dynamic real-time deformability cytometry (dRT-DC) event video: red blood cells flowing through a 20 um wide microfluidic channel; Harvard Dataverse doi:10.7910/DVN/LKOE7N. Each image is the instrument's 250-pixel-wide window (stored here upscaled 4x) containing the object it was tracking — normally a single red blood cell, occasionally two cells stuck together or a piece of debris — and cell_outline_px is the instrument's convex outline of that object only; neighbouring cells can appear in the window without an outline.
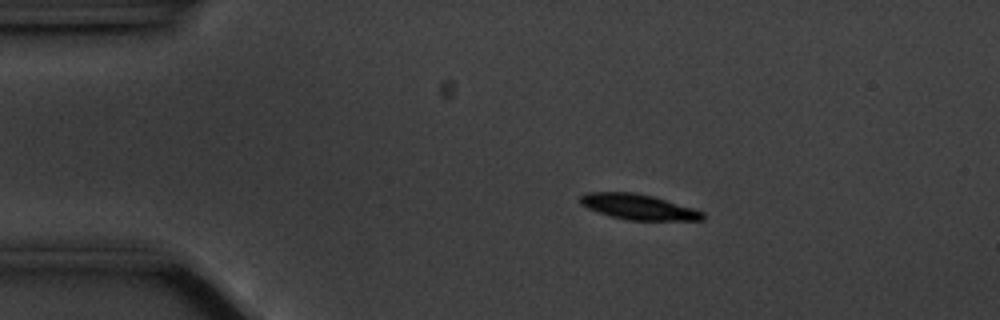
{"species": "common noctule bat (a hibernating species)", "species_latin": "Nyctalus noctula", "temperature_condition": "cold", "stored_images_in_passage": 56, "camera_frame_rate_fps": 3000, "um_per_image_px": 0.085, "animal": {"sex": "male", "body_mass_g": 20.1, "forearm_length_mm": 53.5}, "frame": {"image": 1, "passage_image": 10, "time_ms": 3.0, "image_size_px": [1000, 320], "cell_outline_px": [[704, 220], [628, 220], [612, 216], [588, 208], [580, 204], [580, 196], [588, 192], [632, 192], [652, 196], [696, 208], [704, 212]], "centroid_in_image_um": [54.3, 17.58], "position_along_channel_um": 30.7, "area_um2": 18.03}}
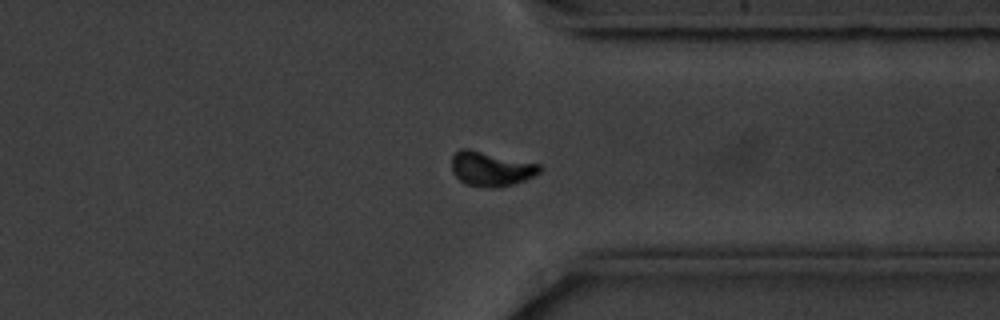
{"frame": {"image": 2, "passage_image": 43, "time_ms": 14.0, "image_size_px": [1000, 320], "cell_outline_px": [[544, 168], [540, 172], [524, 180], [500, 188], [488, 188], [464, 184], [452, 172], [452, 156], [460, 148], [468, 148], [540, 164]], "centroid_in_image_um": [41.73, 14.35], "position_along_channel_um": 369.7, "area_um2": 17.86}}
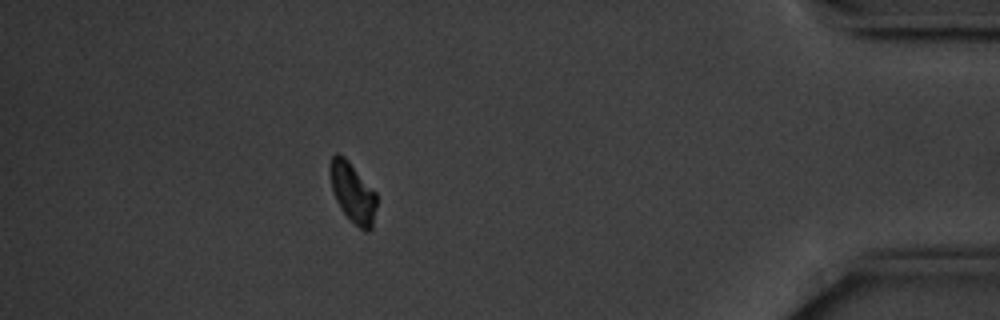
{"frame": {"image": 3, "passage_image": 50, "time_ms": 16.333, "image_size_px": [1000, 320], "cell_outline_px": [[376, 208], [372, 228], [368, 232], [364, 232], [340, 208], [336, 200], [332, 188], [328, 168], [332, 156], [336, 152], [344, 156], [348, 160], [376, 192]], "centroid_in_image_um": [29.97, 16.35], "position_along_channel_um": 405.2, "area_um2": 16.24}, "authors_computed_cell_mechanics": {"area_um2": 17.8602, "velocity_mm_per_s": 3.5222, "shape_relaxation_time_tau1_ms": 1.6209, "shape_relaxation_time_tau2_ms": null, "deformation_change_tau1": 0.0873, "deformation_change_tau2": null}}